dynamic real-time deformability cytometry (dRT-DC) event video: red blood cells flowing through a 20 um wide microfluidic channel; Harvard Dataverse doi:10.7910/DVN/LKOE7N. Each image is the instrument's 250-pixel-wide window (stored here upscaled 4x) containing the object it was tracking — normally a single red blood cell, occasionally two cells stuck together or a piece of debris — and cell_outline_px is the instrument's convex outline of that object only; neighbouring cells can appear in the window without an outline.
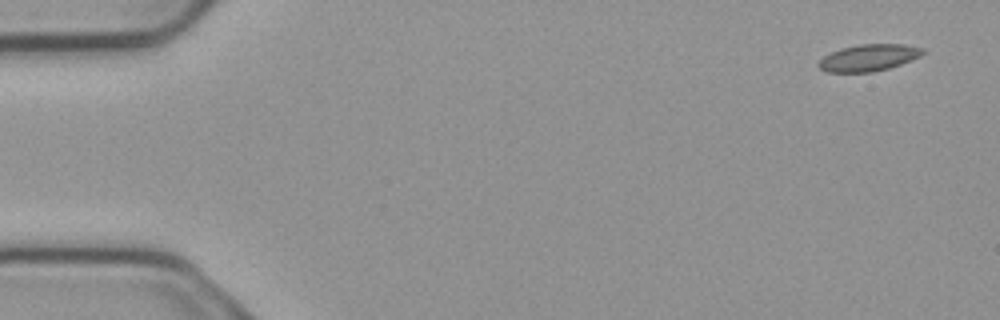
{"species": "common noctule bat (a hibernating species)", "species_latin": "Nyctalus noctula", "temperature_condition": "cold", "stored_images_in_passage": 4, "camera_frame_rate_fps": 3000, "um_per_image_px": 0.085, "animal": {"sex": "male", "body_mass_g": 23.1, "forearm_length_mm": 52.7}, "frame": {"image": 1, "passage_image": 4, "time_ms": 1.0, "image_size_px": [1000, 320], "cell_outline_px": [[928, 52], [920, 56], [900, 64], [888, 68], [872, 72], [828, 72], [820, 68], [816, 64], [824, 56], [840, 48], [860, 44], [904, 44], [924, 48]], "centroid_in_image_um": [73.86, 4.89], "position_along_channel_um": 11.1, "area_um2": 16.24}}